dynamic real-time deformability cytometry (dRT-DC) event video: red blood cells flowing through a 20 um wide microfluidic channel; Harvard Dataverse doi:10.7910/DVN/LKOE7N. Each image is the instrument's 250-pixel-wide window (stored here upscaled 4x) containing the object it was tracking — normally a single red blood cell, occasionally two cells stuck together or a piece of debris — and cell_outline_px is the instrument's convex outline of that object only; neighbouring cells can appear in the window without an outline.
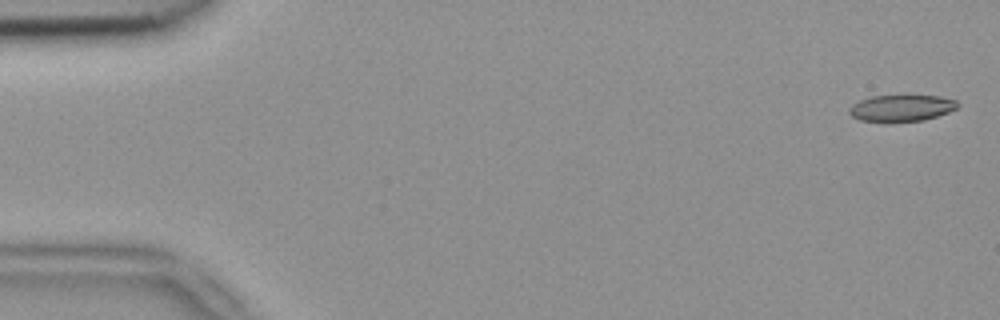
{"species": "common noctule bat (a hibernating species)", "species_latin": "Nyctalus noctula", "temperature_condition": "room temperature", "stored_images_in_passage": 5, "segment_of_instrument_passage": [1, 2], "camera_frame_rate_fps": 3000, "um_per_image_px": 0.085, "animal": {"sex": "female", "body_mass_g": 18.4}, "frame": {"image": 1, "passage_image": 1, "time_ms": 0.0, "image_size_px": [1000, 320], "cell_outline_px": [[960, 104], [956, 108], [948, 112], [924, 120], [892, 124], [884, 124], [860, 120], [852, 116], [848, 112], [848, 108], [852, 104], [860, 100], [872, 96], [940, 96], [956, 100]], "centroid_in_image_um": [76.57, 9.23], "position_along_channel_um": 8.4, "area_um2": 17.28}}
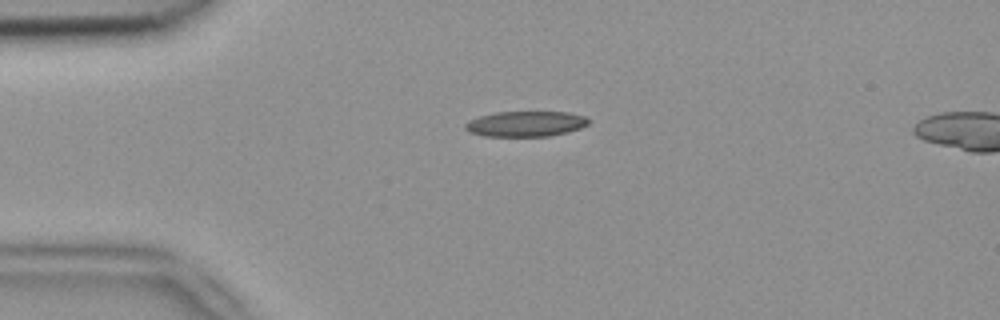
{"frame": {"image": 2, "passage_image": 3, "time_ms": 0.667, "image_size_px": [1000, 320], "cell_outline_px": [[588, 124], [580, 128], [568, 132], [548, 136], [484, 136], [468, 132], [464, 128], [464, 124], [468, 120], [480, 116], [496, 112], [568, 112], [584, 116], [588, 120]], "centroid_in_image_um": [44.64, 10.53], "position_along_channel_um": 40.4, "area_um2": 18.26}}